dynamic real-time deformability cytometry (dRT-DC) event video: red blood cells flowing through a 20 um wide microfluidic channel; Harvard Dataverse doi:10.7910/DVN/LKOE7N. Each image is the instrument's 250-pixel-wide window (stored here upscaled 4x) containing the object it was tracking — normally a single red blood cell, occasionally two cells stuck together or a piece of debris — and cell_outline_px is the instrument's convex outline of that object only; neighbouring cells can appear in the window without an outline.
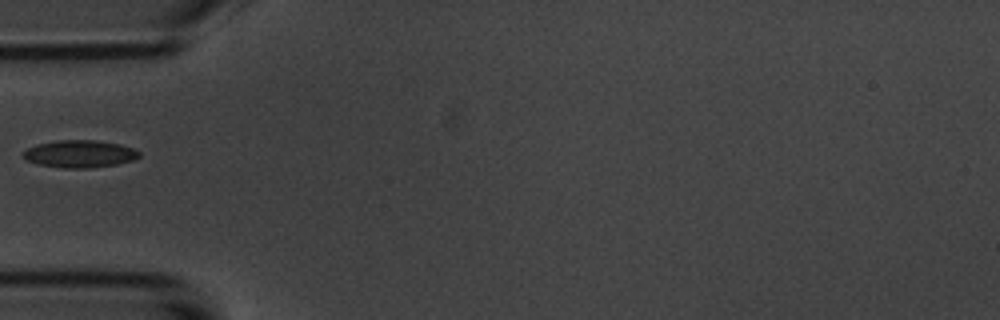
{"species": "common noctule bat (a hibernating species)", "species_latin": "Nyctalus noctula", "temperature_condition": "room temperature", "stored_images_in_passage": 5, "camera_frame_rate_fps": 3000, "um_per_image_px": 0.085, "animal": {"sex": "male", "body_mass_g": 20.1, "forearm_length_mm": 53.5}, "frame": {"image": 1, "passage_image": 5, "time_ms": 5.333, "image_size_px": [1000, 320], "cell_outline_px": [[140, 156], [132, 160], [116, 164], [88, 168], [64, 168], [40, 164], [24, 160], [20, 156], [28, 148], [36, 144], [60, 140], [96, 140], [120, 144], [132, 148], [140, 152]], "centroid_in_image_um": [6.74, 13.07], "position_along_channel_um": 78.3, "area_um2": 18.44}}